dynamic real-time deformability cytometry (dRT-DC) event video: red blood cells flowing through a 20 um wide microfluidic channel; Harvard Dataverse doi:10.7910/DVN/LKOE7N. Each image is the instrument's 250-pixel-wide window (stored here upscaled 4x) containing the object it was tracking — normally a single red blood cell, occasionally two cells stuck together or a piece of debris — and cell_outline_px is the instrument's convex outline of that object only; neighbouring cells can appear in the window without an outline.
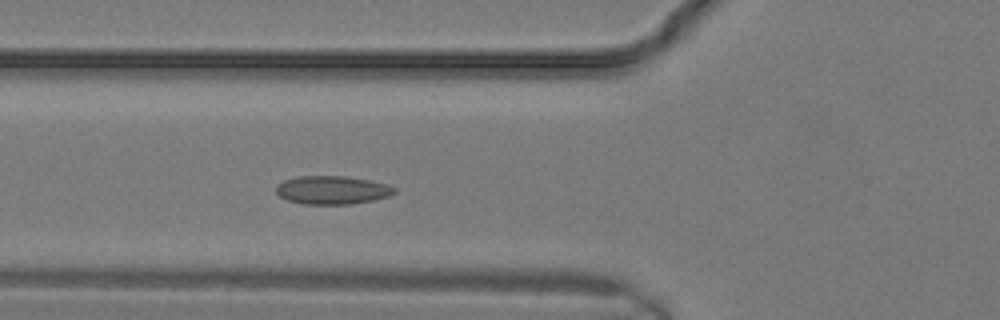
{"species": "common noctule bat (a hibernating species)", "species_latin": "Nyctalus noctula", "temperature_condition": "warm", "stored_images_in_passage": 7, "camera_frame_rate_fps": 3000, "um_per_image_px": 0.085, "animal": {"sex": "male", "body_mass_g": 19.2, "forearm_length_mm": 51.8}, "frame": {"image": 1, "passage_image": 7, "time_ms": 2.0, "image_size_px": [1000, 320], "cell_outline_px": [[396, 192], [388, 196], [372, 200], [348, 204], [304, 204], [288, 200], [280, 196], [276, 192], [276, 184], [284, 180], [300, 176], [344, 176], [368, 180], [384, 184], [396, 188]], "centroid_in_image_um": [28.2, 16.15], "position_along_channel_um": 97.6, "area_um2": 19.31}}